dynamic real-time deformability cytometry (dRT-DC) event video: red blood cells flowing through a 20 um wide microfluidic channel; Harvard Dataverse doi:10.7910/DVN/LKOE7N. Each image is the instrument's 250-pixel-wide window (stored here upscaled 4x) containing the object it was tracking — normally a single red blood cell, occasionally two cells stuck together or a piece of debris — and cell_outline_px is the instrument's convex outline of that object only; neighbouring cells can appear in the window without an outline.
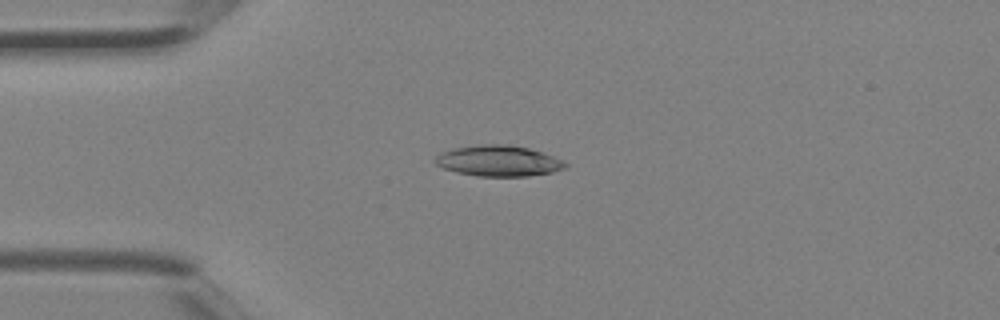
{"species": "Egyptian fruit bat (a non-hibernating species)", "species_latin": "Rousettus aegyptiacus", "temperature_condition": "room temperature", "stored_images_in_passage": 1, "camera_frame_rate_fps": 3000, "um_per_image_px": 0.085, "animal": {"sex": "female"}, "frame": {"image": 1, "passage_image": 1, "time_ms": 0.0, "image_size_px": [1000, 320], "cell_outline_px": [[568, 168], [552, 172], [528, 176], [476, 176], [456, 172], [444, 168], [436, 164], [432, 160], [440, 152], [456, 148], [480, 144], [508, 144], [528, 148], [544, 152], [568, 164]], "centroid_in_image_um": [42.37, 13.67], "position_along_channel_um": 42.6, "area_um2": 23.47}}